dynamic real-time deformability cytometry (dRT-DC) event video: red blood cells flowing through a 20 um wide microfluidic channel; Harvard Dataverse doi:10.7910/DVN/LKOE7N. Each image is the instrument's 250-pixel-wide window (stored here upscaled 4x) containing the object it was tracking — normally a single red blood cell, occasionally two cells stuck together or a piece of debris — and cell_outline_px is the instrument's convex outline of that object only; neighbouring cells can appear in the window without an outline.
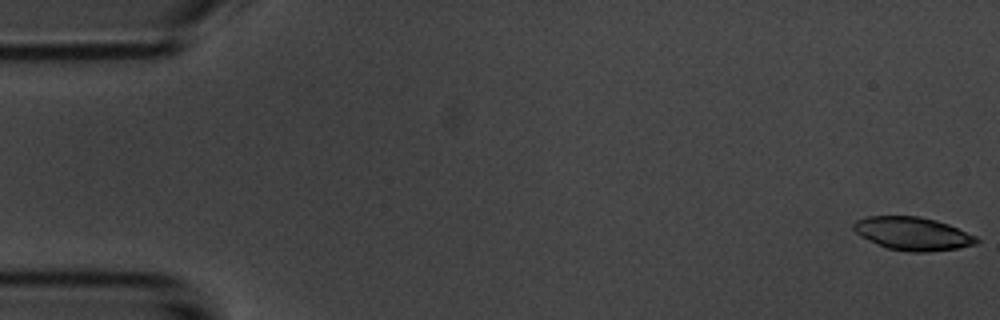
{"species": "common noctule bat (a hibernating species)", "species_latin": "Nyctalus noctula", "temperature_condition": "room temperature", "stored_images_in_passage": 6, "camera_frame_rate_fps": 3000, "um_per_image_px": 0.085, "animal": {"sex": "male", "body_mass_g": 20.1, "forearm_length_mm": 53.5}, "frame": {"image": 1, "passage_image": 1, "time_ms": 0.0, "image_size_px": [1000, 320], "cell_outline_px": [[980, 240], [976, 244], [960, 248], [928, 252], [912, 252], [888, 248], [868, 240], [860, 236], [852, 228], [852, 224], [856, 220], [868, 216], [920, 216], [936, 220], [948, 224], [976, 236]], "centroid_in_image_um": [77.58, 19.85], "position_along_channel_um": 7.4, "area_um2": 23.81}}